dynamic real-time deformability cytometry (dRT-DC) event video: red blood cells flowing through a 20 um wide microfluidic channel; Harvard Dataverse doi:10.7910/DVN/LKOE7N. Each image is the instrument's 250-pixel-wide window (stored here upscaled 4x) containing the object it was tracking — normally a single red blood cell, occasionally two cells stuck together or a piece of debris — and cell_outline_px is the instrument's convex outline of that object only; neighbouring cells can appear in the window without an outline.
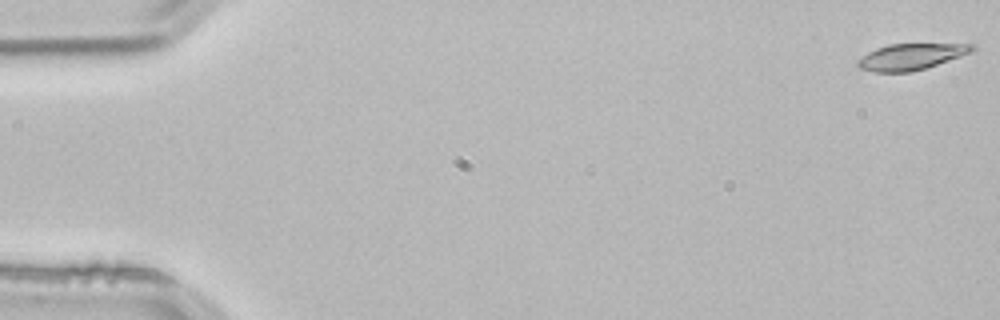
{"species": "common noctule bat (a hibernating species)", "species_latin": "Nyctalus noctula", "temperature_condition": "room temperature", "stored_images_in_passage": 9, "camera_frame_rate_fps": 3000, "um_per_image_px": 0.085, "animal": {"sex": "male", "body_mass_g": 21.5, "forearm_length_mm": 52.0}, "frame": {"image": 1, "passage_image": 1, "time_ms": 0.0, "image_size_px": [1000, 320], "cell_outline_px": [[976, 48], [972, 52], [912, 72], [872, 72], [860, 68], [856, 64], [856, 60], [868, 52], [876, 48], [888, 44], [972, 44]], "centroid_in_image_um": [77.38, 4.82], "position_along_channel_um": 7.6, "area_um2": 17.34}}